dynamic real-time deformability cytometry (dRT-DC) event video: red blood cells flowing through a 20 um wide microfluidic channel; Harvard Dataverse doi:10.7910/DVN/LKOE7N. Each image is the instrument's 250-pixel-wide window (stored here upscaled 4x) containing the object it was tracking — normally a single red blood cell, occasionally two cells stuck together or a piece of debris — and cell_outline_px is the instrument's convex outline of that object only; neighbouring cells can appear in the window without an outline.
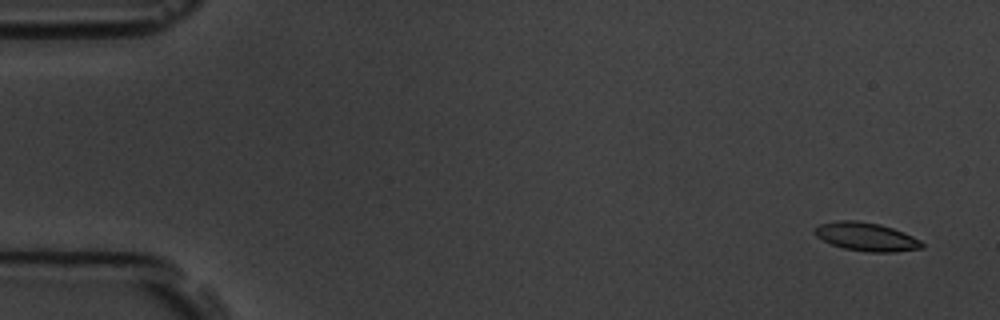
{"species": "common noctule bat (a hibernating species)", "species_latin": "Nyctalus noctula", "temperature_condition": "room temperature", "stored_images_in_passage": 5, "camera_frame_rate_fps": 3000, "um_per_image_px": 0.085, "animal": {"sex": "male", "body_mass_g": 19.5, "forearm_length_mm": 54.6}, "frame": {"image": 1, "passage_image": 1, "time_ms": 0.0, "image_size_px": [1000, 320], "cell_outline_px": [[924, 248], [896, 252], [868, 252], [844, 248], [832, 244], [816, 236], [812, 232], [812, 228], [820, 224], [836, 220], [856, 220], [880, 224], [904, 232], [920, 240], [924, 244]], "centroid_in_image_um": [73.62, 20.12], "position_along_channel_um": 11.4, "area_um2": 17.92}}
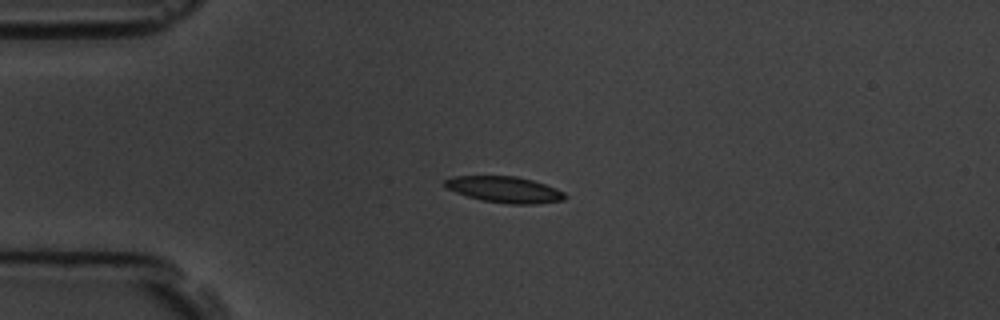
{"frame": {"image": 2, "passage_image": 4, "time_ms": 3.667, "image_size_px": [1000, 320], "cell_outline_px": [[568, 196], [564, 200], [536, 204], [508, 204], [484, 200], [468, 196], [456, 192], [448, 188], [444, 184], [444, 180], [452, 176], [516, 176], [532, 180], [556, 188], [564, 192]], "centroid_in_image_um": [42.92, 16.11], "position_along_channel_um": 42.1, "area_um2": 18.21}}